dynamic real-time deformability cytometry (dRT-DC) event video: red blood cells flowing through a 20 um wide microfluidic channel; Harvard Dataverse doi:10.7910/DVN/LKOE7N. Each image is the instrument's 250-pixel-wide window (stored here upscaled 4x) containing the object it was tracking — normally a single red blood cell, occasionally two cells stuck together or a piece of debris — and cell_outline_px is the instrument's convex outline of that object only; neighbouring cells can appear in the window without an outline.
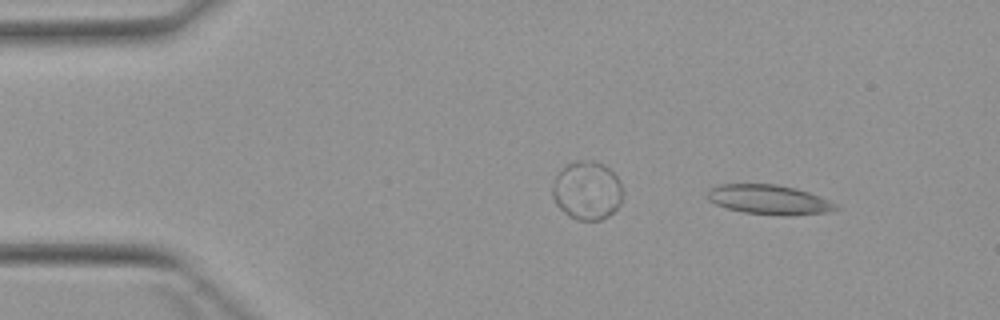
{"species": "Egyptian fruit bat (a non-hibernating species)", "species_latin": "Rousettus aegyptiacus", "temperature_condition": "warm", "stored_images_in_passage": 3, "camera_frame_rate_fps": 3000, "um_per_image_px": 0.085, "animal": {"sex": "female"}, "frame": {"image": 1, "passage_image": 1, "time_ms": 0.0, "image_size_px": [1000, 320], "cell_outline_px": [[840, 208], [828, 212], [744, 212], [728, 208], [716, 204], [708, 200], [708, 188], [720, 184], [776, 184], [796, 188], [820, 196], [836, 204]], "centroid_in_image_um": [65.29, 16.9], "position_along_channel_um": 19.7, "area_um2": 20.87}}